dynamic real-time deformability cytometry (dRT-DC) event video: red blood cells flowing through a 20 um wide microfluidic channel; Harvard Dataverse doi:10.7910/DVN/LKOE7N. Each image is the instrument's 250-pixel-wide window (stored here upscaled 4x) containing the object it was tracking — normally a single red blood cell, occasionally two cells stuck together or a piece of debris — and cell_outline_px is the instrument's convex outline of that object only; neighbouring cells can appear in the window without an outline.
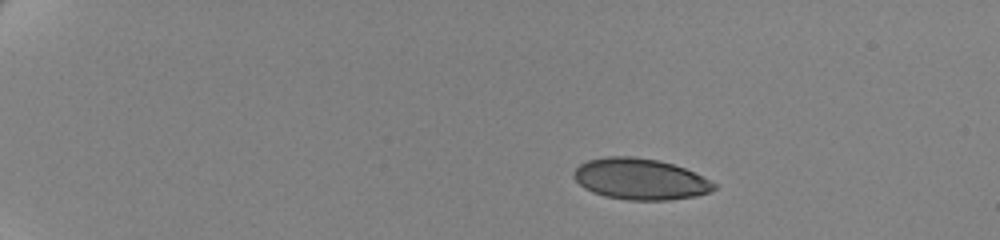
{"species": "human", "species_latin": "Homo sapiens", "temperature_condition": "cold", "stored_images_in_passage": 50, "camera_frame_rate_fps": 3000, "um_per_image_px": 0.085, "donor": {"sex": "female"}, "frame": {"image": 1, "passage_image": 1, "time_ms": 0.0, "image_size_px": [1000, 240], "cell_outline_px": [[716, 188], [708, 192], [696, 196], [668, 200], [628, 200], [604, 196], [592, 192], [584, 188], [572, 176], [572, 172], [580, 164], [588, 160], [604, 156], [632, 156], [660, 160], [684, 168], [716, 184]], "centroid_in_image_um": [54.36, 15.22], "position_along_channel_um": 30.6, "area_um2": 33.58}}
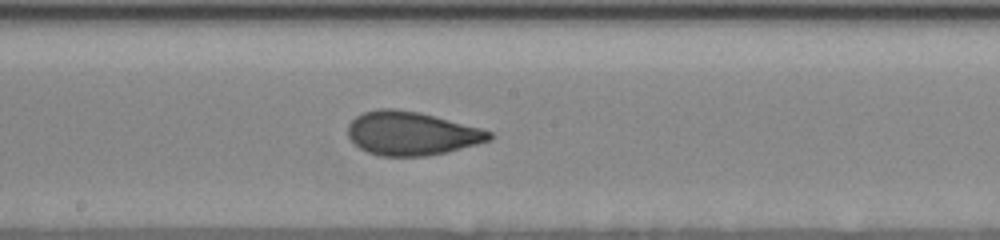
{"frame": {"image": 2, "passage_image": 26, "time_ms": 8.333, "image_size_px": [1000, 240], "cell_outline_px": [[492, 140], [448, 152], [428, 156], [380, 156], [368, 152], [360, 148], [348, 136], [348, 124], [356, 116], [364, 112], [376, 108], [396, 108], [420, 112], [480, 128], [492, 132]], "centroid_in_image_um": [34.98, 11.33], "position_along_channel_um": 213.2, "area_um2": 36.07}}
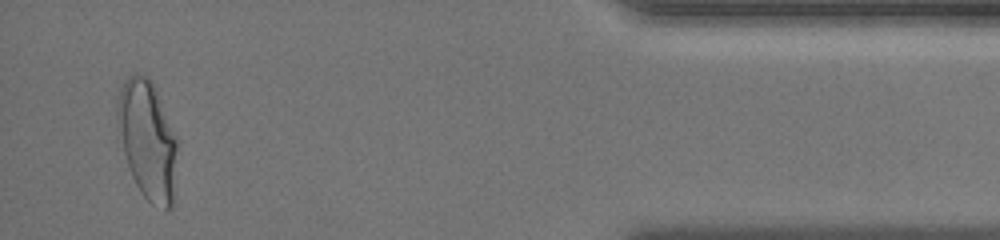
{"frame": {"image": 3, "passage_image": 48, "time_ms": 15.667, "image_size_px": [1000, 240], "cell_outline_px": [[176, 192], [172, 208], [168, 212], [152, 204], [140, 192], [132, 176], [124, 152], [116, 116], [116, 104], [124, 80], [128, 76], [136, 72], [148, 76], [152, 84], [176, 136]], "centroid_in_image_um": [12.55, 11.96], "position_along_channel_um": 422.6, "area_um2": 41.27}, "authors_computed_cell_mechanics": {"area_um2": 35.8649, "velocity_mm_per_s": 3.4899, "shape_relaxation_time_tau1_ms": 4.9888, "shape_relaxation_time_tau2_ms": 0.9232, "deformation_change_tau1": 0.152, "deformation_change_tau2": 0.0539}}